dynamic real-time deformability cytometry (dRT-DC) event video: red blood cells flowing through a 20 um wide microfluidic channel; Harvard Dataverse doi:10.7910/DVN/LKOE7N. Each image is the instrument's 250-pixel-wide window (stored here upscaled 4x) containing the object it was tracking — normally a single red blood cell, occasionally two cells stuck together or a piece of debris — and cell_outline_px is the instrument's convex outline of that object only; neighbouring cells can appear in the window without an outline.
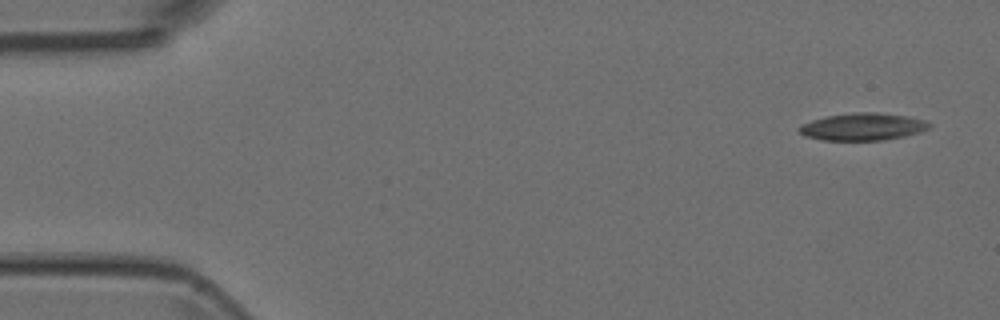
{"species": "Egyptian fruit bat (a non-hibernating species)", "species_latin": "Rousettus aegyptiacus", "temperature_condition": "room temperature", "stored_images_in_passage": 5, "camera_frame_rate_fps": 3000, "um_per_image_px": 0.085, "animal": {"sex": "female"}, "frame": {"image": 1, "passage_image": 1, "time_ms": 0.0, "image_size_px": [1000, 320], "cell_outline_px": [[932, 124], [928, 128], [920, 132], [904, 136], [880, 140], [820, 140], [804, 136], [796, 128], [800, 124], [812, 120], [828, 116], [856, 112], [876, 112], [904, 116], [924, 120]], "centroid_in_image_um": [73.28, 10.77], "position_along_channel_um": 11.7, "area_um2": 20.58}}
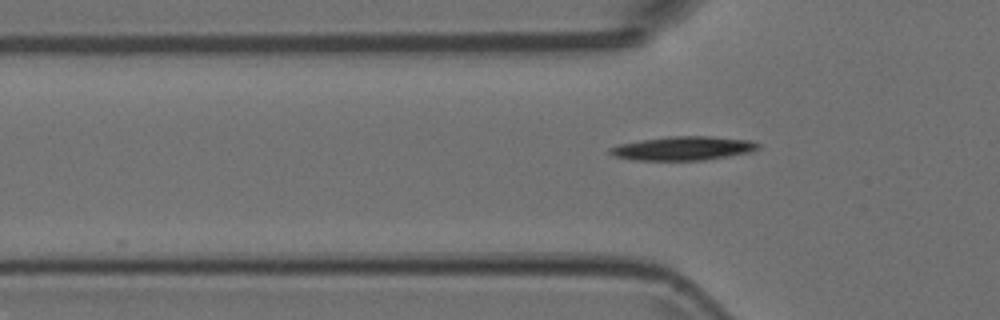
{"frame": {"image": 2, "passage_image": 5, "time_ms": 1.333, "image_size_px": [1000, 320], "cell_outline_px": [[760, 148], [748, 152], [728, 156], [704, 160], [632, 160], [616, 156], [608, 152], [608, 148], [620, 144], [640, 140], [668, 136], [712, 136], [752, 140], [760, 144]], "centroid_in_image_um": [58.08, 12.6], "position_along_channel_um": 67.7, "area_um2": 20.63}}